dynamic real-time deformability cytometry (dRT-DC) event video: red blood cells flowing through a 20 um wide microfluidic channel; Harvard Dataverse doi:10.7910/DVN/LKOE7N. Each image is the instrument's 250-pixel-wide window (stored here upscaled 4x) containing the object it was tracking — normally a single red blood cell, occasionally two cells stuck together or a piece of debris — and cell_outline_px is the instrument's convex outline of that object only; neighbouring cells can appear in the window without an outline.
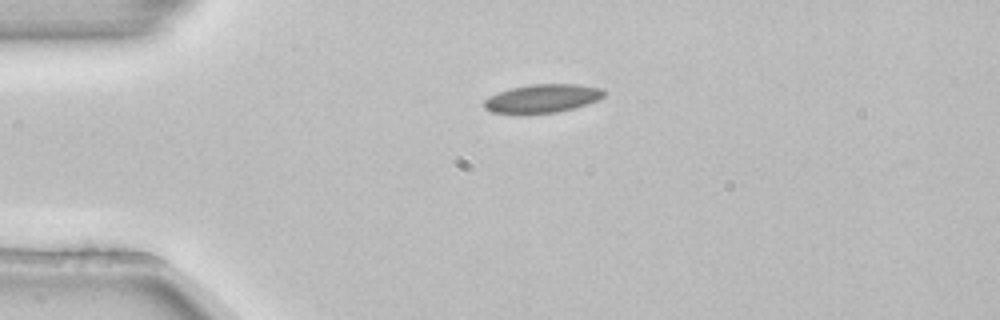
{"species": "common noctule bat (a hibernating species)", "species_latin": "Nyctalus noctula", "temperature_condition": "room temperature", "stored_images_in_passage": 4, "camera_frame_rate_fps": 3000, "um_per_image_px": 0.085, "animal": {"sex": "female", "body_mass_g": 22.7, "forearm_length_mm": 54.2}, "frame": {"image": 1, "passage_image": 4, "time_ms": 1.0, "image_size_px": [1000, 320], "cell_outline_px": [[604, 96], [596, 100], [572, 108], [556, 112], [520, 116], [492, 112], [484, 108], [484, 100], [488, 96], [512, 88], [532, 84], [576, 84], [604, 88]], "centroid_in_image_um": [46.04, 8.4], "position_along_channel_um": 39.0, "area_um2": 20.17}}